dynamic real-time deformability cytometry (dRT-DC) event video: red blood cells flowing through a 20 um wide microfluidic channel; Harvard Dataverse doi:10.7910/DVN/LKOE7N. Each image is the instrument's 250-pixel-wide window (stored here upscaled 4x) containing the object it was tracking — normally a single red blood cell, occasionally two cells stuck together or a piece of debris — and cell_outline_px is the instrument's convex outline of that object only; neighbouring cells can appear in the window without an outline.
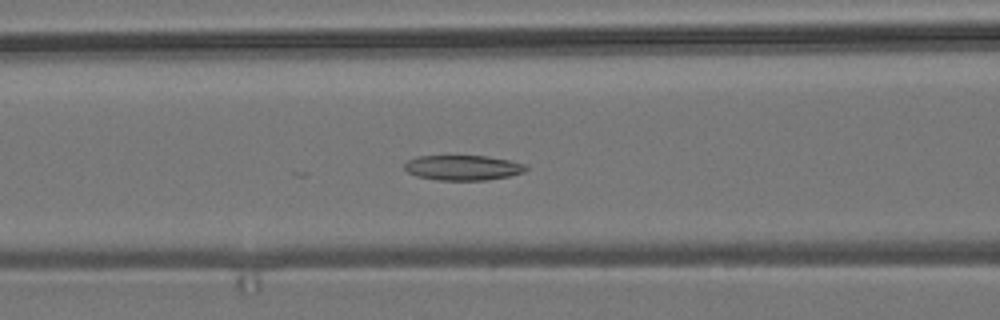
{"species": "common noctule bat (a hibernating species)", "species_latin": "Nyctalus noctula", "temperature_condition": "room temperature", "stored_images_in_passage": 15, "camera_frame_rate_fps": 3000, "um_per_image_px": 0.085, "animal": {"sex": "male", "body_mass_g": 19.2, "forearm_length_mm": 51.8}, "frame": {"image": 1, "passage_image": 8, "time_ms": 2.333, "image_size_px": [1000, 320], "cell_outline_px": [[528, 168], [524, 172], [508, 176], [484, 180], [436, 180], [416, 176], [408, 172], [404, 168], [404, 164], [408, 160], [416, 156], [488, 156], [528, 164]], "centroid_in_image_um": [39.35, 14.25], "position_along_channel_um": 127.3, "area_um2": 17.8}}
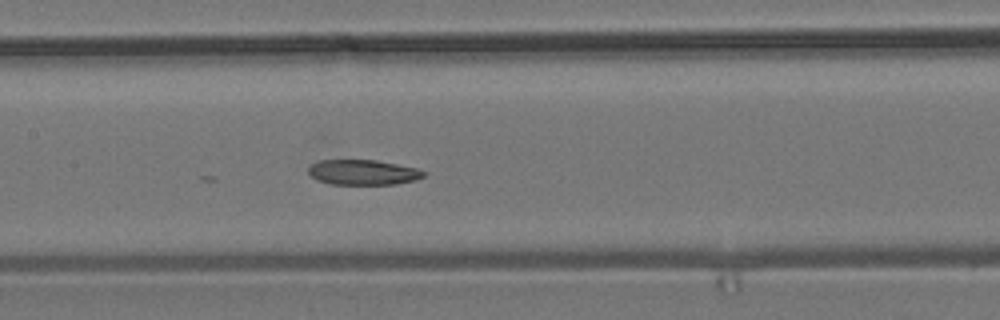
{"frame": {"image": 2, "passage_image": 12, "time_ms": 3.667, "image_size_px": [1000, 320], "cell_outline_px": [[428, 172], [424, 176], [416, 180], [396, 184], [332, 184], [316, 180], [308, 172], [308, 168], [312, 164], [320, 160], [376, 160], [416, 168]], "centroid_in_image_um": [30.87, 14.65], "position_along_channel_um": 176.5, "area_um2": 16.88}}
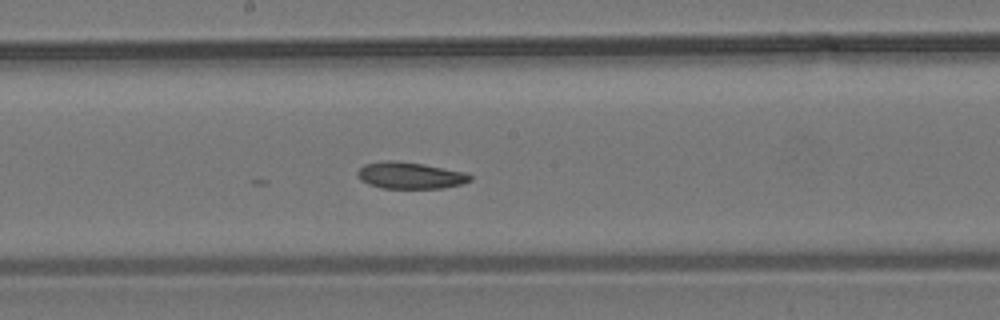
{"frame": {"image": 3, "passage_image": 15, "time_ms": 4.667, "image_size_px": [1000, 320], "cell_outline_px": [[472, 180], [460, 184], [440, 188], [380, 188], [368, 184], [360, 180], [356, 172], [364, 164], [384, 160], [396, 160], [424, 164], [464, 172], [472, 176]], "centroid_in_image_um": [34.81, 14.9], "position_along_channel_um": 213.4, "area_um2": 17.51}}